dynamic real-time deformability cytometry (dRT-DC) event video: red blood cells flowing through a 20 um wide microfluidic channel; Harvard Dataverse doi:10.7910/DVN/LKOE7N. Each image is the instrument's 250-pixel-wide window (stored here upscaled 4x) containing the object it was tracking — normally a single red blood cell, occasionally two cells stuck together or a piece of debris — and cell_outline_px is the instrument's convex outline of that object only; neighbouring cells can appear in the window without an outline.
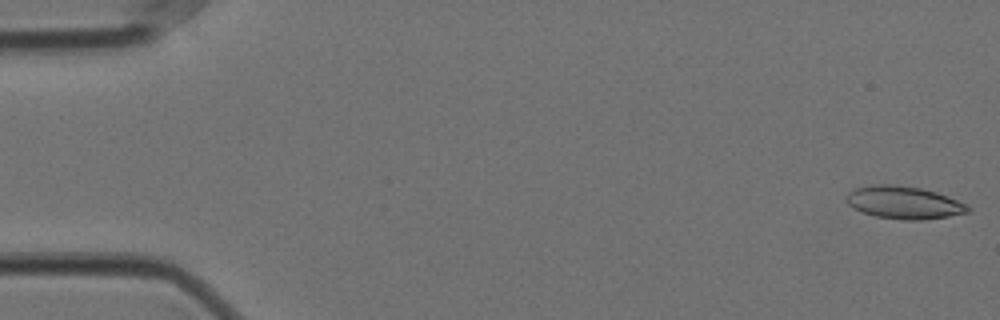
{"species": "Egyptian fruit bat (a non-hibernating species)", "species_latin": "Rousettus aegyptiacus", "temperature_condition": "cold", "stored_images_in_passage": 58, "camera_frame_rate_fps": 3000, "um_per_image_px": 0.085, "animal": {"sex": "female"}, "frame": {"image": 1, "passage_image": 1, "time_ms": 0.0, "image_size_px": [1000, 320], "cell_outline_px": [[972, 208], [968, 212], [948, 216], [920, 220], [904, 220], [876, 216], [864, 212], [848, 204], [848, 192], [852, 188], [872, 184], [892, 184], [920, 188], [936, 192], [968, 204]], "centroid_in_image_um": [76.85, 17.2], "position_along_channel_um": 8.1, "area_um2": 22.95}}
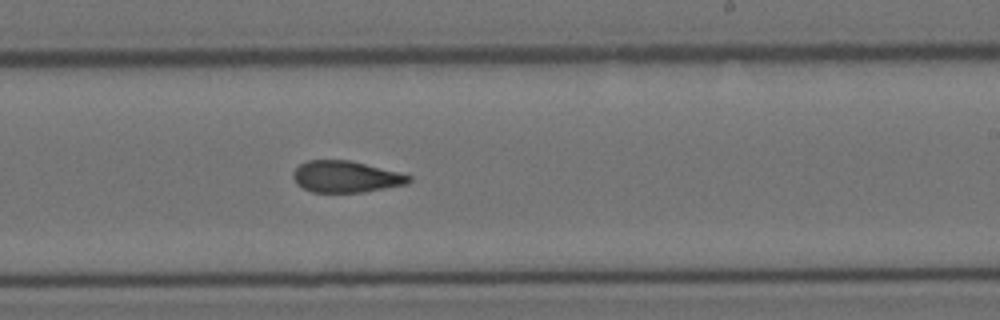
{"frame": {"image": 2, "passage_image": 34, "time_ms": 11.0, "image_size_px": [1000, 320], "cell_outline_px": [[412, 180], [408, 184], [364, 192], [312, 192], [296, 184], [292, 176], [292, 172], [300, 164], [308, 160], [348, 160], [400, 172], [412, 176]], "centroid_in_image_um": [29.41, 15.02], "position_along_channel_um": 259.6, "area_um2": 21.33}}
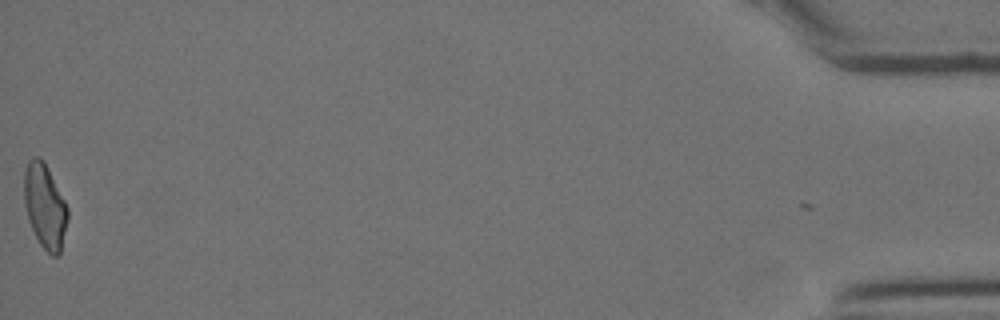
{"frame": {"image": 3, "passage_image": 57, "time_ms": 18.667, "image_size_px": [1000, 320], "cell_outline_px": [[68, 220], [60, 252], [56, 256], [52, 256], [40, 244], [28, 220], [24, 204], [24, 172], [28, 160], [32, 156], [40, 156], [44, 160], [68, 208]], "centroid_in_image_um": [3.8, 17.49], "position_along_channel_um": 431.4, "area_um2": 21.44}, "authors_computed_cell_mechanics": {"area_um2": 22.0796, "velocity_mm_per_s": 3.5268, "shape_relaxation_time_tau1_ms": null, "shape_relaxation_time_tau2_ms": 2.5986, "deformation_change_tau1": null, "deformation_change_tau2": 0.0861}}